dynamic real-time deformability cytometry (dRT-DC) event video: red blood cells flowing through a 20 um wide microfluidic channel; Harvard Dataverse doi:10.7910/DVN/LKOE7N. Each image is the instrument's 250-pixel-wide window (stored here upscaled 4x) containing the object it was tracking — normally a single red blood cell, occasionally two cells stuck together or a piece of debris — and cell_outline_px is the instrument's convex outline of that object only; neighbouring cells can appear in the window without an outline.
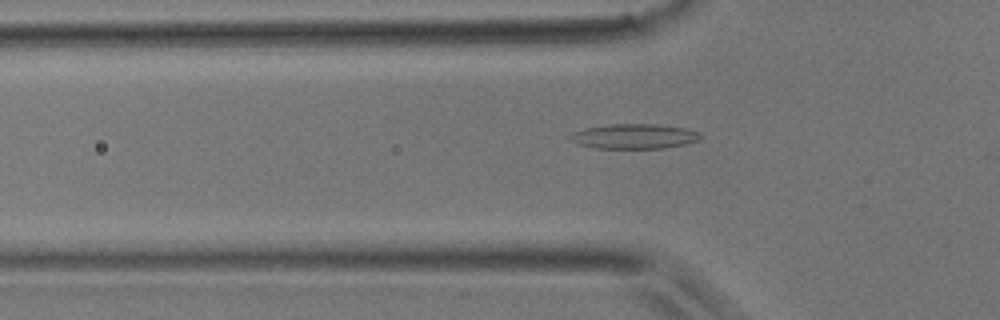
{"species": "common noctule bat (a hibernating species)", "species_latin": "Nyctalus noctula", "temperature_condition": "room temperature", "stored_images_in_passage": 41, "camera_frame_rate_fps": 3000, "um_per_image_px": 0.085, "animal": {"sex": "male", "body_mass_g": 17.9}, "frame": {"image": 1, "passage_image": 10, "time_ms": 3.0, "image_size_px": [1000, 320], "cell_outline_px": [[700, 136], [696, 140], [684, 144], [664, 148], [596, 148], [580, 144], [572, 140], [568, 136], [572, 132], [584, 128], [612, 124], [656, 124], [684, 128], [700, 132]], "centroid_in_image_um": [53.87, 11.58], "position_along_channel_um": 71.9, "area_um2": 18.61}}
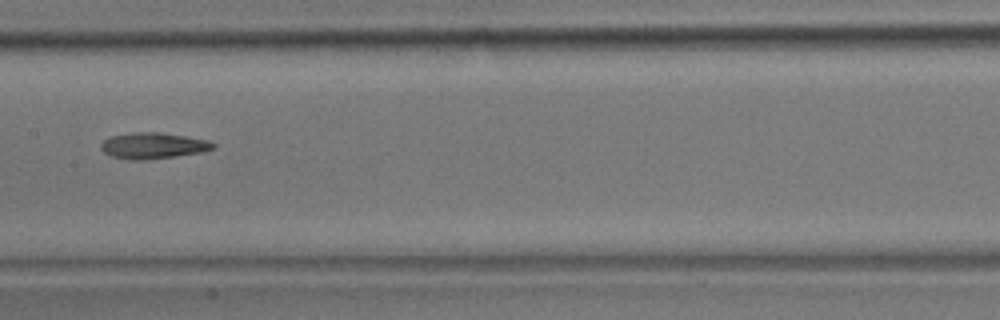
{"frame": {"image": 2, "passage_image": 18, "time_ms": 5.667, "image_size_px": [1000, 320], "cell_outline_px": [[216, 148], [200, 152], [176, 156], [148, 160], [128, 160], [112, 156], [104, 152], [100, 148], [100, 144], [108, 136], [132, 132], [156, 132], [184, 136], [208, 140], [216, 144]], "centroid_in_image_um": [12.98, 12.38], "position_along_channel_um": 194.4, "area_um2": 17.17}}
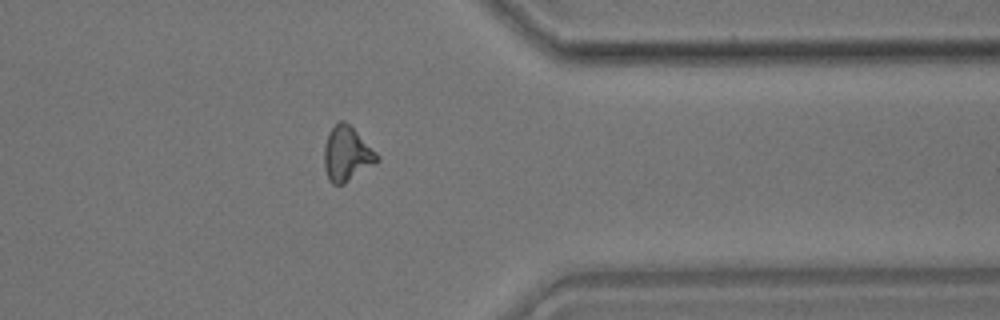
{"frame": {"image": 3, "passage_image": 31, "time_ms": 10.0, "image_size_px": [1000, 320], "cell_outline_px": [[380, 160], [344, 184], [332, 184], [328, 180], [324, 168], [324, 144], [328, 132], [340, 120], [344, 120], [380, 156]], "centroid_in_image_um": [29.45, 13.1], "position_along_channel_um": 381.9, "area_um2": 16.7}}